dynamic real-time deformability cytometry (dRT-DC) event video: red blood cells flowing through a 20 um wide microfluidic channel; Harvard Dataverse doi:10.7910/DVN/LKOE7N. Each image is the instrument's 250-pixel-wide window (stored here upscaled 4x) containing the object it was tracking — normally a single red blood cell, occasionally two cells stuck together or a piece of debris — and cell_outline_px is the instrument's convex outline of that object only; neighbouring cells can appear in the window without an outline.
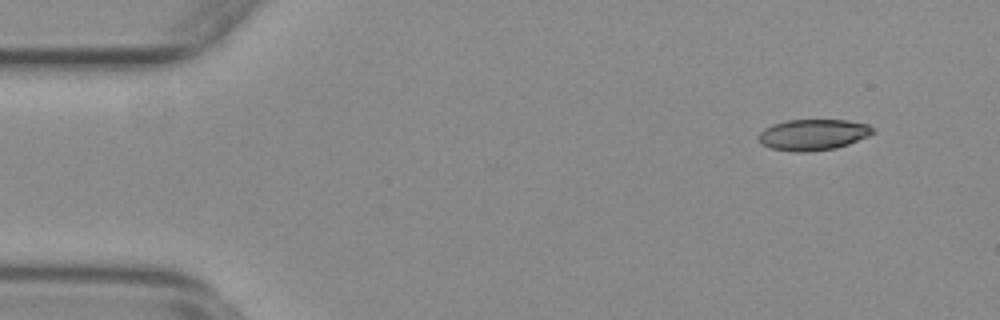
{"species": "common noctule bat (a hibernating species)", "species_latin": "Nyctalus noctula", "temperature_condition": "warm", "stored_images_in_passage": 53, "camera_frame_rate_fps": 3000, "um_per_image_px": 0.085, "animal": {"sex": "female", "body_mass_g": 29.2, "forearm_length_mm": 56.3}, "frame": {"image": 1, "passage_image": 3, "time_ms": 0.667, "image_size_px": [1000, 320], "cell_outline_px": [[876, 132], [868, 136], [848, 144], [836, 148], [808, 152], [796, 152], [772, 148], [764, 144], [756, 136], [764, 128], [772, 124], [788, 120], [848, 120], [868, 124], [876, 128]], "centroid_in_image_um": [69.15, 11.44], "position_along_channel_um": 15.8, "area_um2": 20.75}}
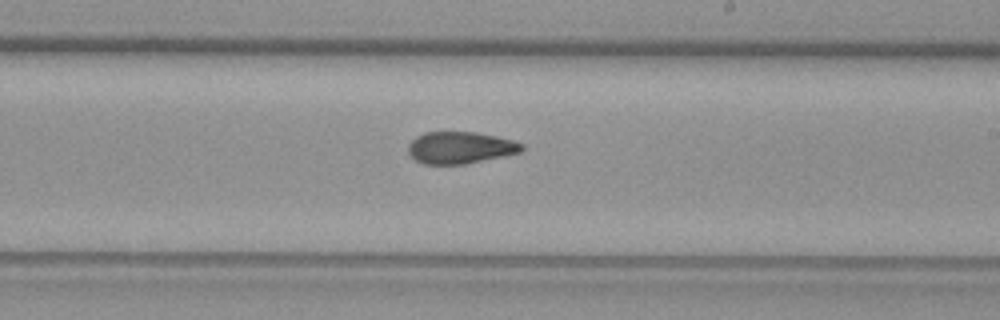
{"frame": {"image": 2, "passage_image": 30, "time_ms": 9.667, "image_size_px": [1000, 320], "cell_outline_px": [[524, 148], [520, 152], [504, 156], [464, 164], [424, 164], [416, 160], [408, 152], [408, 144], [416, 136], [424, 132], [476, 132], [496, 136], [512, 140], [524, 144]], "centroid_in_image_um": [39.12, 12.54], "position_along_channel_um": 249.9, "area_um2": 21.1}}
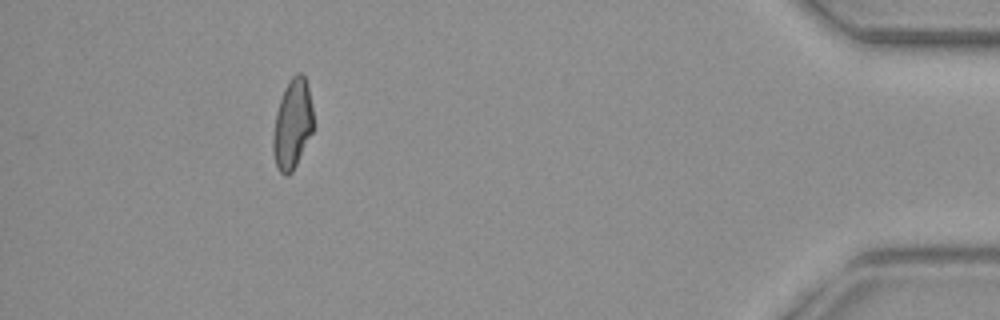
{"frame": {"image": 3, "passage_image": 48, "time_ms": 15.667, "image_size_px": [1000, 320], "cell_outline_px": [[312, 132], [292, 172], [288, 176], [284, 176], [280, 172], [276, 164], [272, 148], [272, 140], [276, 112], [284, 88], [288, 80], [296, 72], [300, 72], [304, 76], [308, 84], [312, 108]], "centroid_in_image_um": [24.84, 10.53], "position_along_channel_um": 410.4, "area_um2": 20.92}, "authors_computed_cell_mechanics": {"area_um2": 21.5594, "velocity_mm_per_s": 3.7481, "shape_relaxation_time_tau1_ms": null, "shape_relaxation_time_tau2_ms": 2.8398, "deformation_change_tau1": null, "deformation_change_tau2": 0.095}}